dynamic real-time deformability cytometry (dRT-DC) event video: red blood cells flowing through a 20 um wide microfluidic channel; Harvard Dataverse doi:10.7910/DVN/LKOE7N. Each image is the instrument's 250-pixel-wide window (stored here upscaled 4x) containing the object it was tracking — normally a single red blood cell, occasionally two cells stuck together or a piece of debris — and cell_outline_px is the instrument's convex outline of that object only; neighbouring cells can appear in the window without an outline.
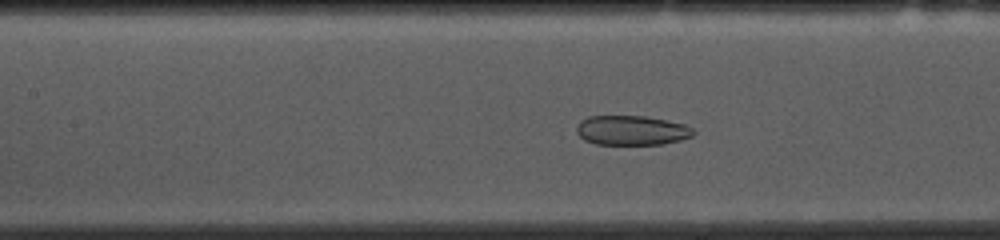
{"species": "common noctule bat (a hibernating species)", "species_latin": "Nyctalus noctula", "temperature_condition": "cold", "stored_images_in_passage": 54, "segment_of_instrument_passage": [1, 2], "camera_frame_rate_fps": 3000, "um_per_image_px": 0.085, "animal": {"sex": "female", "body_mass_g": 10.0, "forearm_length_mm": 53.1}, "frame": {"image": 1, "passage_image": 22, "time_ms": 7.0, "image_size_px": [1000, 240], "cell_outline_px": [[696, 132], [692, 136], [680, 140], [660, 144], [596, 144], [584, 140], [576, 132], [576, 124], [580, 120], [588, 116], [644, 116], [684, 124], [692, 128]], "centroid_in_image_um": [53.65, 11.07], "position_along_channel_um": 153.7, "area_um2": 20.11}}
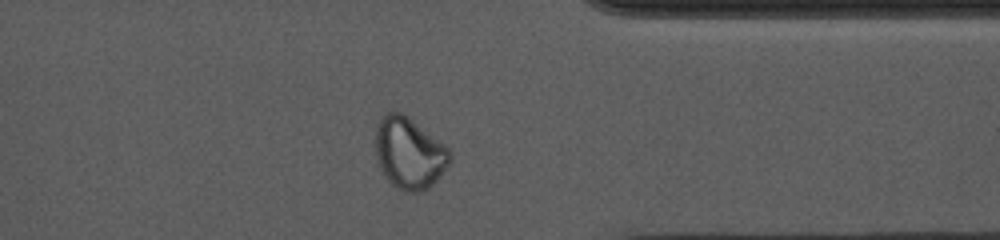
{"frame": {"image": 2, "passage_image": 41, "time_ms": 13.333, "image_size_px": [1000, 240], "cell_outline_px": [[452, 160], [436, 180], [424, 192], [404, 192], [396, 188], [384, 176], [380, 168], [376, 156], [376, 124], [380, 116], [384, 112], [400, 112], [444, 144], [452, 152]], "centroid_in_image_um": [34.77, 13.03], "position_along_channel_um": 376.6, "area_um2": 30.98}}
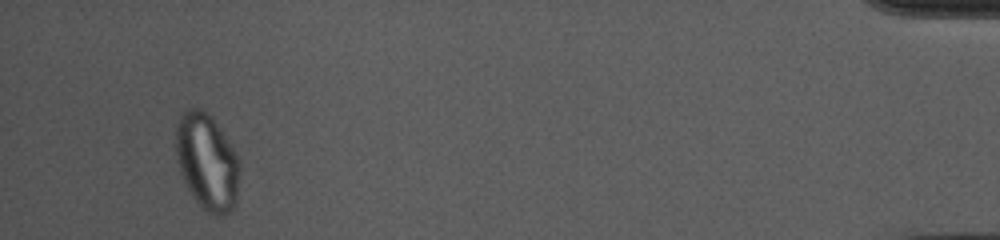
{"frame": {"image": 3, "passage_image": 50, "time_ms": 16.333, "image_size_px": [1000, 240], "cell_outline_px": [[240, 168], [236, 204], [228, 212], [220, 216], [216, 216], [208, 212], [196, 200], [188, 188], [180, 172], [176, 152], [176, 124], [180, 116], [188, 108], [200, 108], [208, 112], [232, 144], [240, 160]], "centroid_in_image_um": [17.62, 13.72], "position_along_channel_um": 417.6, "area_um2": 35.89}}